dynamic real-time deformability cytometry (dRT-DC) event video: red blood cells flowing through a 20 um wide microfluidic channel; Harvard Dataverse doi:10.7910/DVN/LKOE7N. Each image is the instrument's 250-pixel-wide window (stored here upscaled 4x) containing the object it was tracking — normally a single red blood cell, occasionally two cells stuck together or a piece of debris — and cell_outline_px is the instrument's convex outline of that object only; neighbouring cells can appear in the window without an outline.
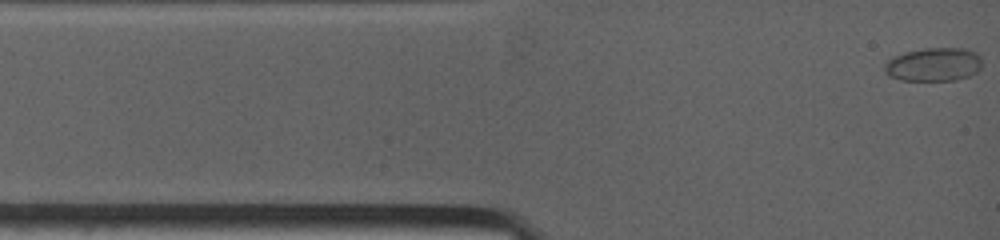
{"species": "common noctule bat (a hibernating species)", "species_latin": "Nyctalus noctula", "temperature_condition": "warm", "stored_images_in_passage": 32, "segment_of_instrument_passage": [1, 2], "camera_frame_rate_fps": 4500, "um_per_image_px": 0.085, "animal": {"sex": "female", "body_mass_g": 19.0, "forearm_length_mm": 53.3}, "frame": {"image": 1, "passage_image": 1, "time_ms": 0.0, "image_size_px": [1000, 240], "cell_outline_px": [[980, 68], [976, 72], [968, 76], [956, 80], [900, 80], [888, 76], [884, 68], [884, 64], [892, 56], [904, 52], [924, 48], [964, 48], [976, 52], [980, 56]], "centroid_in_image_um": [79.33, 5.47], "position_along_channel_um": 5.7, "area_um2": 19.13}}
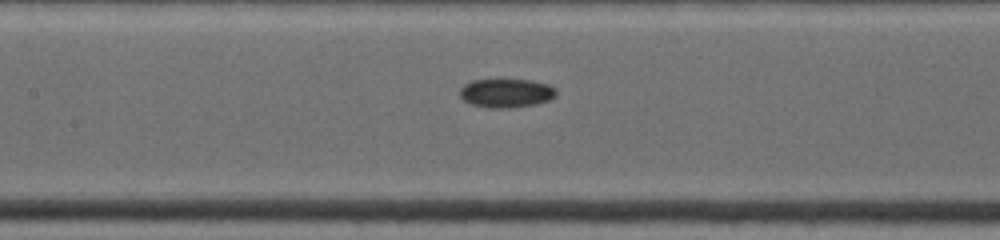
{"frame": {"image": 2, "passage_image": 14, "time_ms": 5.556, "image_size_px": [1000, 240], "cell_outline_px": [[556, 96], [552, 100], [536, 104], [508, 108], [488, 108], [472, 104], [464, 100], [460, 96], [460, 88], [464, 84], [472, 80], [532, 80], [548, 84], [556, 88]], "centroid_in_image_um": [43.06, 7.91], "position_along_channel_um": 164.3, "area_um2": 16.3}}
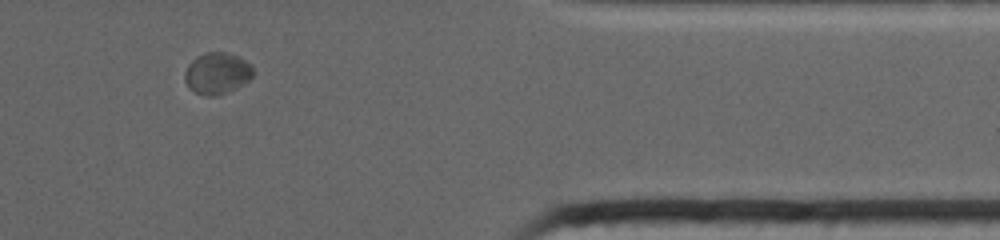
{"frame": {"image": 3, "passage_image": 28, "time_ms": 12.444, "image_size_px": [1000, 240], "cell_outline_px": [[252, 76], [244, 84], [228, 92], [216, 96], [208, 96], [196, 92], [188, 88], [184, 80], [184, 72], [188, 64], [192, 60], [204, 52], [228, 52], [252, 64]], "centroid_in_image_um": [18.43, 6.23], "position_along_channel_um": 393.0, "area_um2": 16.59}}